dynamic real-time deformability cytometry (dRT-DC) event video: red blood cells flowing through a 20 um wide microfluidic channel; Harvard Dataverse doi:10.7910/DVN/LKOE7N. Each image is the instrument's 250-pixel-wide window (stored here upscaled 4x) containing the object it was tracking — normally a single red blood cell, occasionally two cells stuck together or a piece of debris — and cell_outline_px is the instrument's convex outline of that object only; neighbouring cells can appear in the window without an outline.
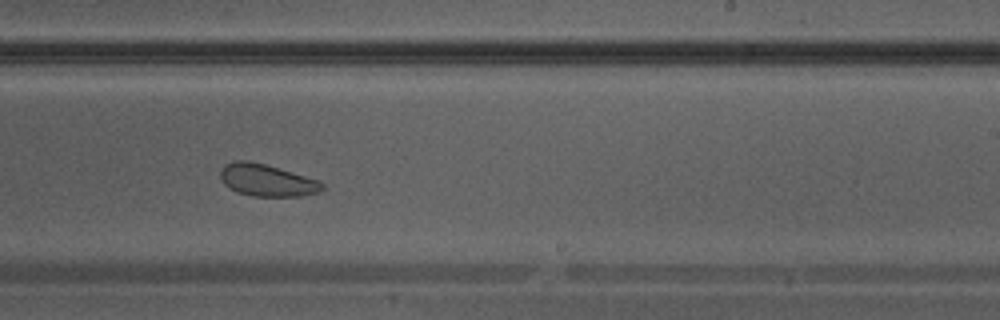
{"species": "Egyptian fruit bat (a non-hibernating species)", "species_latin": "Rousettus aegyptiacus", "temperature_condition": "warm", "stored_images_in_passage": 36, "camera_frame_rate_fps": 3000, "um_per_image_px": 0.085, "animal": {"sex": "male"}, "frame": {"image": 1, "passage_image": 21, "time_ms": 6.667, "image_size_px": [1000, 320], "cell_outline_px": [[324, 188], [316, 192], [300, 196], [252, 196], [236, 192], [224, 184], [220, 176], [220, 172], [224, 164], [236, 160], [248, 160], [264, 164], [320, 180], [324, 184]], "centroid_in_image_um": [22.66, 15.32], "position_along_channel_um": 266.3, "area_um2": 18.96}}